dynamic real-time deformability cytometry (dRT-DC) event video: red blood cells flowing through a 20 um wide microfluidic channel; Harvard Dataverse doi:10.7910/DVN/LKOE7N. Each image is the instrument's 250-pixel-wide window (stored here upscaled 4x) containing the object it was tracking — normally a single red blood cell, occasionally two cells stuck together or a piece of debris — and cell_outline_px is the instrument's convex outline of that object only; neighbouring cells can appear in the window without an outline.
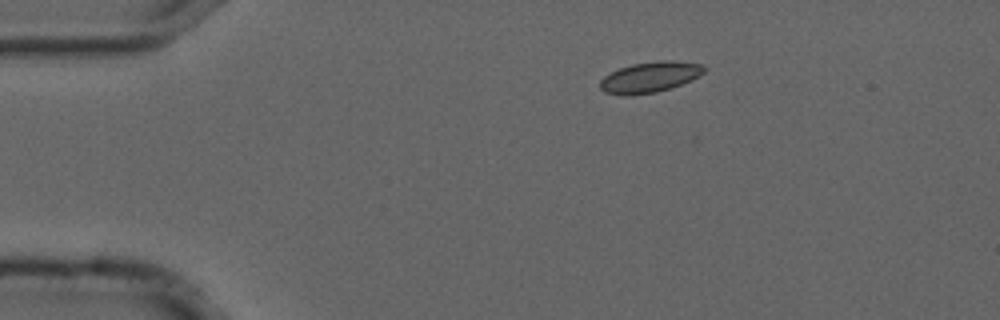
{"species": "common noctule bat (a hibernating species)", "species_latin": "Nyctalus noctula", "temperature_condition": "cold", "stored_images_in_passage": 46, "camera_frame_rate_fps": 3000, "um_per_image_px": 0.085, "animal": {"sex": "male", "forearm_length_mm": 52.5}, "frame": {"image": 1, "passage_image": 1, "time_ms": 0.0, "image_size_px": [1000, 320], "cell_outline_px": [[708, 68], [700, 76], [672, 88], [656, 92], [632, 96], [624, 96], [604, 92], [600, 88], [600, 80], [604, 76], [620, 68], [632, 64], [660, 60], [672, 60], [700, 64]], "centroid_in_image_um": [55.25, 6.57], "position_along_channel_um": 29.8, "area_um2": 18.79}}
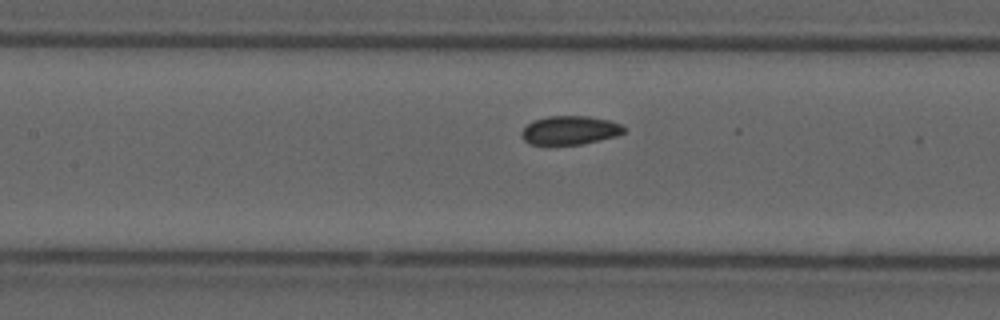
{"frame": {"image": 2, "passage_image": 16, "time_ms": 5.0, "image_size_px": [1000, 320], "cell_outline_px": [[624, 132], [616, 136], [584, 144], [544, 148], [532, 144], [524, 140], [520, 136], [520, 132], [532, 120], [548, 116], [588, 116], [608, 120], [620, 124], [624, 128]], "centroid_in_image_um": [48.36, 11.12], "position_along_channel_um": 159.0, "area_um2": 17.8}}
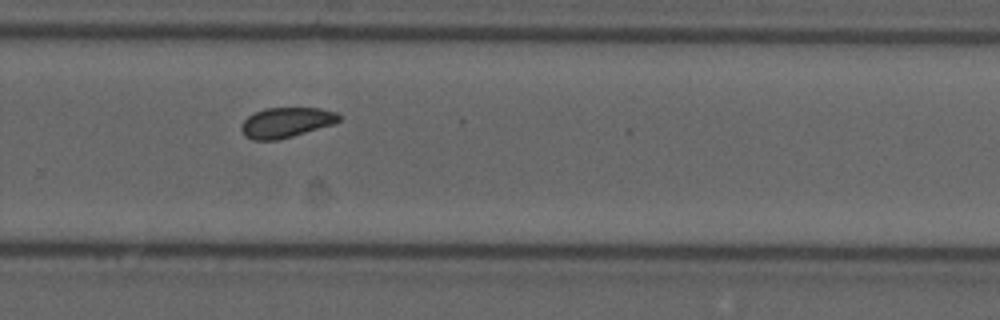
{"frame": {"image": 3, "passage_image": 28, "time_ms": 9.0, "image_size_px": [1000, 320], "cell_outline_px": [[340, 120], [332, 124], [292, 136], [276, 140], [252, 140], [244, 136], [240, 128], [240, 124], [248, 116], [264, 108], [320, 108], [336, 112], [340, 116]], "centroid_in_image_um": [24.28, 10.41], "position_along_channel_um": 305.5, "area_um2": 17.05}, "authors_computed_cell_mechanics": {"area_um2": 17.6001, "velocity_mm_per_s": 3.6772, "shape_relaxation_time_tau1_ms": 5.4847, "shape_relaxation_time_tau2_ms": 4.4503, "deformation_change_tau1": 0.0535, "deformation_change_tau2": 0.0467}}